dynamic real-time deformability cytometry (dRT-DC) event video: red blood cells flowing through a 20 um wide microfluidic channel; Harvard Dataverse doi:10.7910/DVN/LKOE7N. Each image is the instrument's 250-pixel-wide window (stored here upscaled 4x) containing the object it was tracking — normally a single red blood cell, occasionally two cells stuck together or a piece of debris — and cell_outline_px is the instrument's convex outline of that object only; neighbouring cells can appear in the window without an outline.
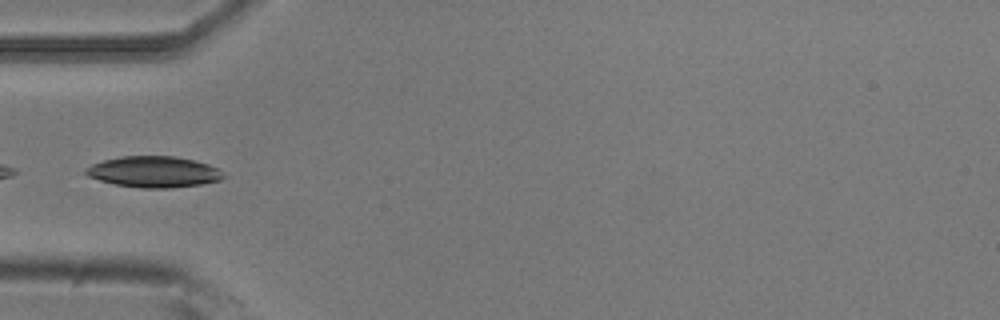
{"species": "common noctule bat (a hibernating species)", "species_latin": "Nyctalus noctula", "temperature_condition": "room temperature", "stored_images_in_passage": 2, "camera_frame_rate_fps": 3000, "um_per_image_px": 0.085, "animal": {"sex": "male", "body_mass_g": 20.5, "forearm_length_mm": 52.5}, "frame": {"image": 1, "passage_image": 1, "time_ms": 0.0, "image_size_px": [1000, 320], "cell_outline_px": [[224, 176], [220, 180], [200, 184], [168, 188], [140, 188], [116, 184], [100, 180], [88, 176], [84, 172], [84, 168], [92, 164], [104, 160], [120, 156], [172, 156], [192, 160], [208, 164], [216, 168]], "centroid_in_image_um": [13.02, 14.6], "position_along_channel_um": 72.0, "area_um2": 24.62}}